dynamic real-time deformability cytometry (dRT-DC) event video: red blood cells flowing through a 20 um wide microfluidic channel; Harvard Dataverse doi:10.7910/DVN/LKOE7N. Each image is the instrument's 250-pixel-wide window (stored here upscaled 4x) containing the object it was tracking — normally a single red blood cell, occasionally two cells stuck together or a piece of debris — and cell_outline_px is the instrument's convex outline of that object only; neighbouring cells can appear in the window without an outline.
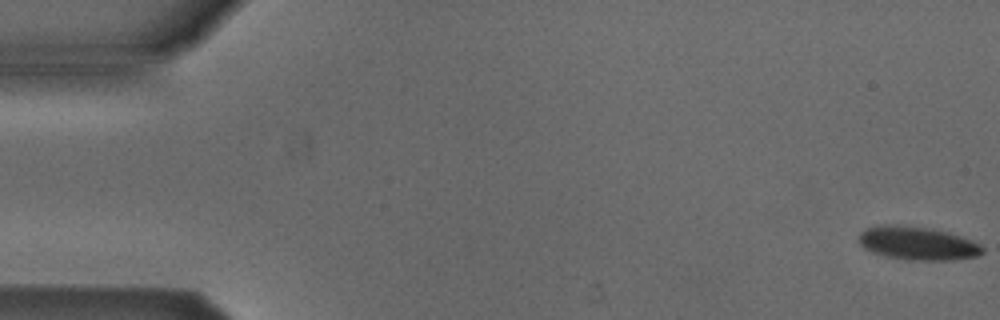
{"species": "Egyptian fruit bat (a non-hibernating species)", "species_latin": "Rousettus aegyptiacus", "temperature_condition": "cold", "stored_images_in_passage": 5, "camera_frame_rate_fps": 3000, "um_per_image_px": 0.085, "animal": {"sex": "male"}, "frame": {"image": 1, "passage_image": 1, "time_ms": 0.0, "image_size_px": [1000, 320], "cell_outline_px": [[984, 252], [976, 256], [956, 260], [908, 260], [884, 256], [872, 252], [864, 248], [860, 244], [860, 232], [868, 228], [884, 224], [896, 224], [924, 228], [948, 232], [972, 240], [980, 244], [984, 248]], "centroid_in_image_um": [78.01, 20.69], "position_along_channel_um": 7.0, "area_um2": 23.99}}
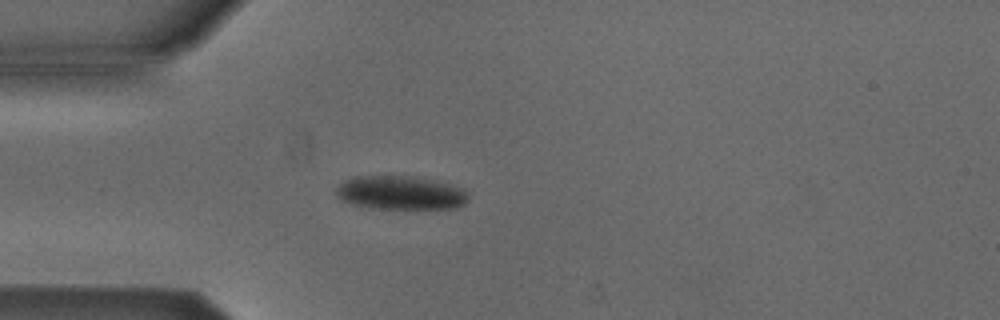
{"frame": {"image": 2, "passage_image": 5, "time_ms": 4.667, "image_size_px": [1000, 320], "cell_outline_px": [[468, 200], [464, 204], [456, 208], [368, 208], [352, 204], [340, 200], [336, 196], [336, 188], [344, 180], [352, 176], [416, 176], [436, 180], [460, 188], [468, 192]], "centroid_in_image_um": [34.01, 16.38], "position_along_channel_um": 51.0, "area_um2": 26.13}}